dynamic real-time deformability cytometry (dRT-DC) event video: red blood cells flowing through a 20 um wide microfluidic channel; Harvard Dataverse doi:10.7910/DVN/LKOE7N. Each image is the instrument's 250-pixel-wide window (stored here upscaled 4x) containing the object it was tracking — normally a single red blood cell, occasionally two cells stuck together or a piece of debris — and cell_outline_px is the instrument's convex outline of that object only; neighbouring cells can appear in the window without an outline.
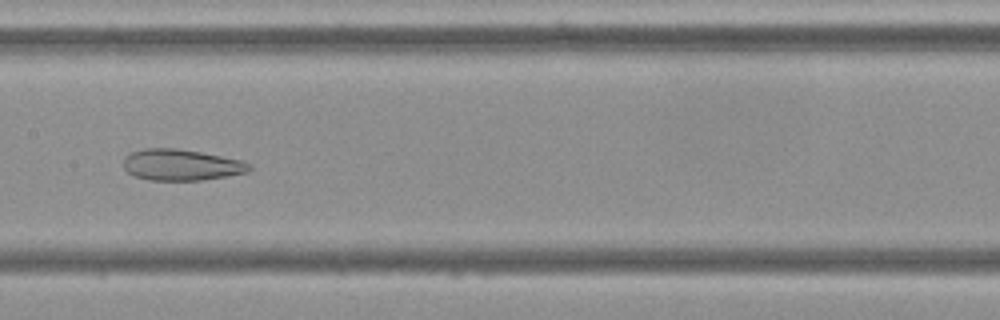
{"species": "Egyptian fruit bat (a non-hibernating species)", "species_latin": "Rousettus aegyptiacus", "temperature_condition": "cold", "stored_images_in_passage": 53, "camera_frame_rate_fps": 3000, "um_per_image_px": 0.085, "frame": {"image": 1, "passage_image": 26, "time_ms": 8.333, "image_size_px": [1000, 320], "cell_outline_px": [[252, 168], [248, 172], [228, 176], [204, 180], [148, 180], [136, 176], [128, 172], [124, 168], [124, 156], [132, 152], [144, 148], [176, 148], [200, 152], [240, 160], [248, 164]], "centroid_in_image_um": [15.39, 14.02], "position_along_channel_um": 192.0, "area_um2": 22.77}}
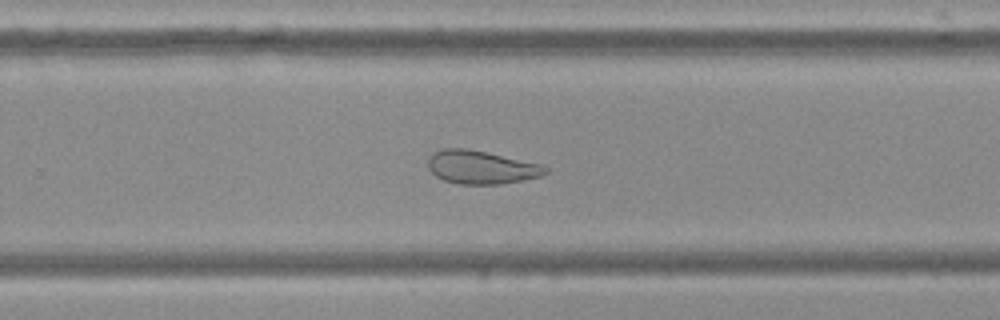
{"frame": {"image": 2, "passage_image": 34, "time_ms": 11.0, "image_size_px": [1000, 320], "cell_outline_px": [[548, 172], [540, 176], [500, 184], [460, 184], [444, 180], [436, 176], [428, 168], [428, 156], [432, 152], [444, 148], [468, 148], [540, 164], [548, 168]], "centroid_in_image_um": [40.85, 14.2], "position_along_channel_um": 289.0, "area_um2": 22.66}}
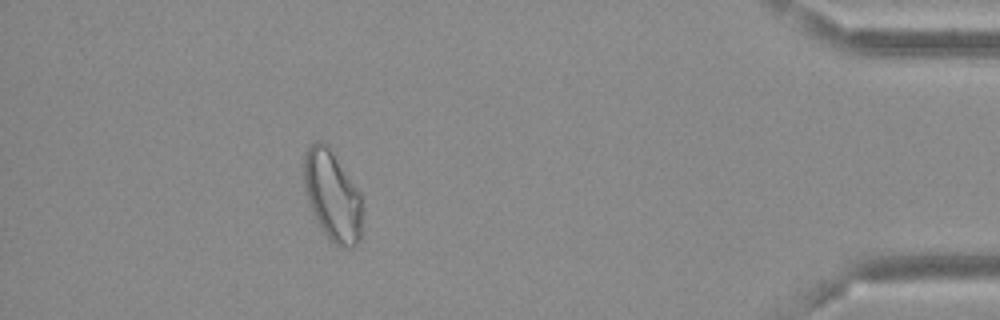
{"frame": {"image": 3, "passage_image": 48, "time_ms": 15.667, "image_size_px": [1000, 320], "cell_outline_px": [[360, 240], [352, 248], [340, 248], [324, 232], [312, 212], [304, 188], [304, 156], [308, 148], [316, 140], [324, 140], [328, 144], [360, 192]], "centroid_in_image_um": [28.23, 16.6], "position_along_channel_um": 407.0, "area_um2": 30.4}, "authors_computed_cell_mechanics": {"area_um2": 29.2468, "velocity_mm_per_s": 3.64, "shape_relaxation_time_tau1_ms": null, "shape_relaxation_time_tau2_ms": 2.5163, "deformation_change_tau1": null, "deformation_change_tau2": 0.0967}}